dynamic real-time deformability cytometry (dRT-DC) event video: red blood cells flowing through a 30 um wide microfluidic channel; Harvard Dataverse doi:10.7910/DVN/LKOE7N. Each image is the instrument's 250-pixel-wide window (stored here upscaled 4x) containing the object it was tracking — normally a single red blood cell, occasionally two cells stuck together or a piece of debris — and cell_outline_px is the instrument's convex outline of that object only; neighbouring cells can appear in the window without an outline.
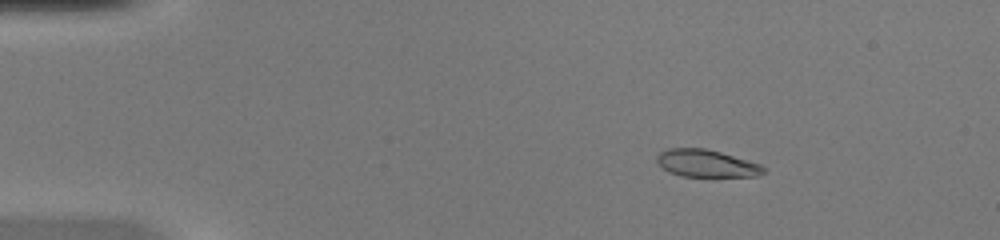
{"species": "common noctule bat (a hibernating species)", "species_latin": "Nyctalus noctula", "temperature_condition": "warm", "stored_images_in_passage": 43, "camera_frame_rate_fps": 3000, "um_per_image_px": 0.085, "animal": {"sex": "female", "body_mass_g": 20.0, "forearm_length_mm": 54.0}, "frame": {"image": 1, "passage_image": 1, "time_ms": 0.0, "image_size_px": [1000, 240], "cell_outline_px": [[768, 172], [756, 176], [684, 176], [668, 172], [656, 160], [656, 156], [660, 152], [668, 148], [704, 148], [720, 152], [748, 160], [760, 164]], "centroid_in_image_um": [60.06, 13.88], "position_along_channel_um": 24.9, "area_um2": 16.88}}
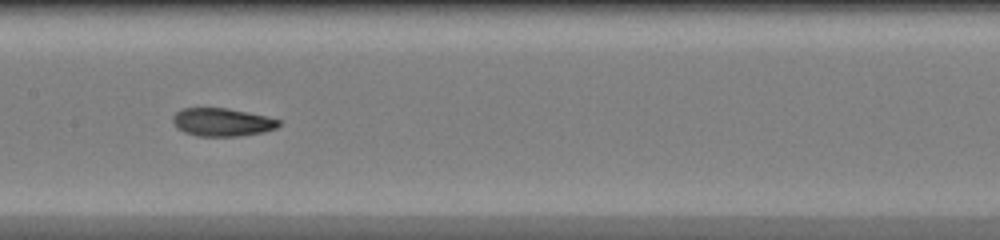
{"frame": {"image": 2, "passage_image": 19, "time_ms": 6.0, "image_size_px": [1000, 240], "cell_outline_px": [[280, 124], [276, 128], [264, 132], [240, 136], [196, 136], [184, 132], [176, 128], [172, 120], [172, 116], [176, 112], [184, 108], [228, 108], [264, 116], [280, 120]], "centroid_in_image_um": [18.85, 10.39], "position_along_channel_um": 188.6, "area_um2": 17.34}}
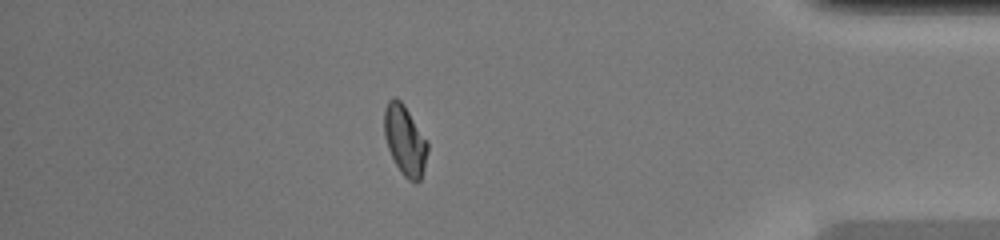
{"frame": {"image": 3, "passage_image": 37, "time_ms": 12.0, "image_size_px": [1000, 240], "cell_outline_px": [[428, 152], [424, 168], [420, 180], [416, 184], [408, 180], [400, 172], [388, 148], [384, 136], [384, 108], [388, 100], [392, 96], [396, 96], [404, 104], [428, 144]], "centroid_in_image_um": [34.4, 11.92], "position_along_channel_um": 400.8, "area_um2": 17.69}, "authors_computed_cell_mechanics": {"area_um2": 17.629, "velocity_mm_per_s": 4.1348, "shape_relaxation_time_tau1_ms": null, "shape_relaxation_time_tau2_ms": 1.7625, "deformation_change_tau1": null, "deformation_change_tau2": 0.0582}}